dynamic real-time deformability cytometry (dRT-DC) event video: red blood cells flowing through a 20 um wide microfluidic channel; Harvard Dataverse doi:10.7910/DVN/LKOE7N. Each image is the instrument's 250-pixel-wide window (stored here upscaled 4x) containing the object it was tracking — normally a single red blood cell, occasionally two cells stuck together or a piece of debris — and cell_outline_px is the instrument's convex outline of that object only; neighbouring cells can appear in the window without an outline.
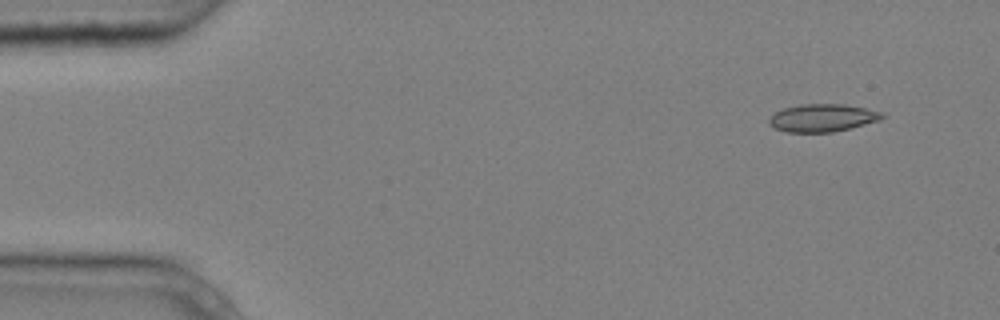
{"species": "common noctule bat (a hibernating species)", "species_latin": "Nyctalus noctula", "temperature_condition": "cold", "stored_images_in_passage": 4, "camera_frame_rate_fps": 3000, "um_per_image_px": 0.085, "animal": {"sex": "male", "body_mass_g": 20.4}, "frame": {"image": 1, "passage_image": 2, "time_ms": 0.333, "image_size_px": [1000, 320], "cell_outline_px": [[888, 116], [880, 120], [852, 128], [832, 132], [788, 132], [776, 128], [768, 124], [768, 120], [776, 112], [784, 108], [800, 104], [844, 104], [884, 112]], "centroid_in_image_um": [69.97, 10.02], "position_along_channel_um": 15.0, "area_um2": 18.32}}
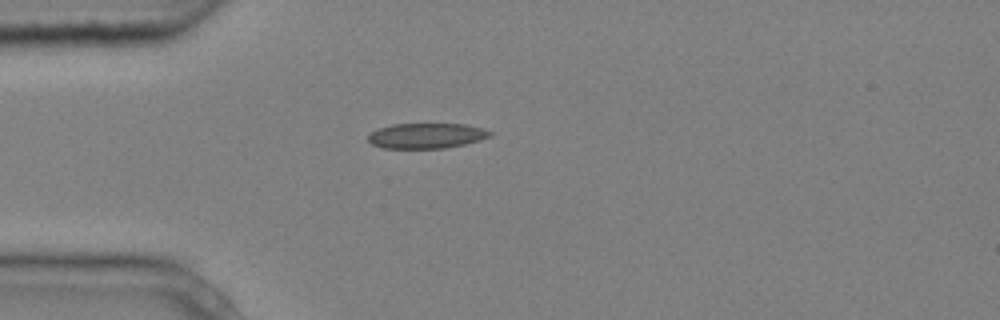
{"frame": {"image": 2, "passage_image": 4, "time_ms": 1.0, "image_size_px": [1000, 320], "cell_outline_px": [[496, 132], [492, 136], [480, 140], [464, 144], [444, 148], [384, 148], [372, 144], [368, 140], [368, 136], [372, 132], [380, 128], [392, 124], [464, 124], [484, 128]], "centroid_in_image_um": [36.32, 11.53], "position_along_channel_um": 48.7, "area_um2": 17.98}}